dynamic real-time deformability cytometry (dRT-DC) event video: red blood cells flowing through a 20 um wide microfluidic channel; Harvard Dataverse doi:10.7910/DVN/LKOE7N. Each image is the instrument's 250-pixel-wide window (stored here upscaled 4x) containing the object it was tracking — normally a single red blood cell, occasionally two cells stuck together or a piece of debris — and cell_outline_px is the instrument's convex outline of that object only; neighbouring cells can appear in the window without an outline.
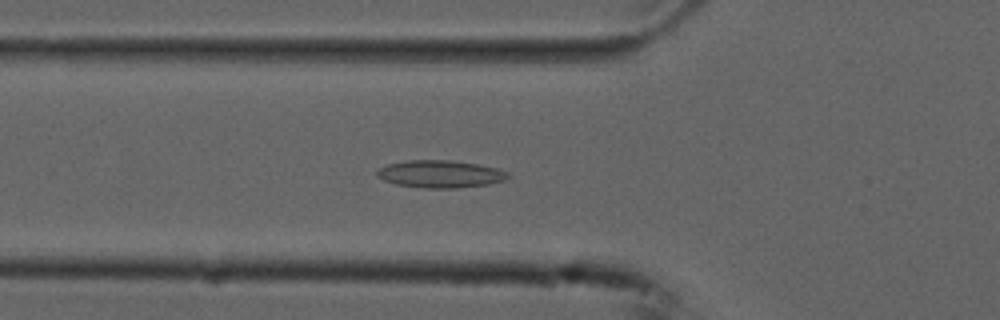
{"species": "common noctule bat (a hibernating species)", "species_latin": "Nyctalus noctula", "temperature_condition": "cold", "stored_images_in_passage": 46, "camera_frame_rate_fps": 3000, "um_per_image_px": 0.085, "animal": {"sex": "male", "forearm_length_mm": 52.5}, "frame": {"image": 1, "passage_image": 11, "time_ms": 3.333, "image_size_px": [1000, 320], "cell_outline_px": [[512, 176], [504, 180], [488, 184], [456, 188], [424, 188], [396, 184], [384, 180], [376, 176], [376, 172], [380, 168], [388, 164], [408, 160], [448, 160], [476, 164], [496, 168], [508, 172]], "centroid_in_image_um": [37.42, 14.79], "position_along_channel_um": 88.4, "area_um2": 20.81}}
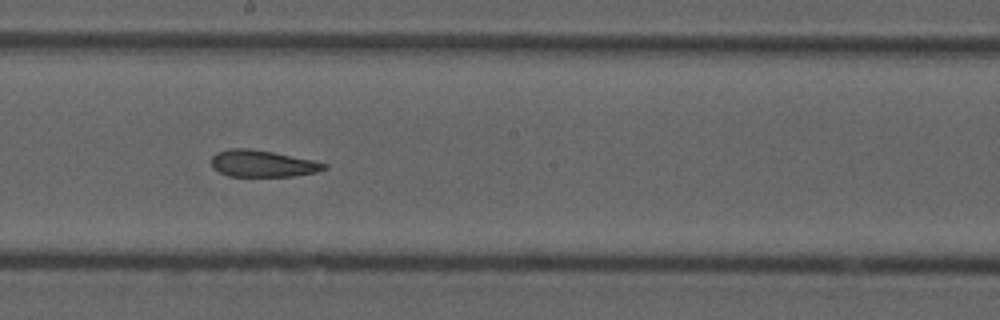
{"frame": {"image": 2, "passage_image": 22, "time_ms": 7.0, "image_size_px": [1000, 320], "cell_outline_px": [[328, 168], [316, 172], [292, 176], [228, 176], [212, 168], [212, 156], [216, 152], [228, 148], [248, 148], [272, 152], [312, 160], [328, 164]], "centroid_in_image_um": [22.29, 13.9], "position_along_channel_um": 225.9, "area_um2": 17.51}}
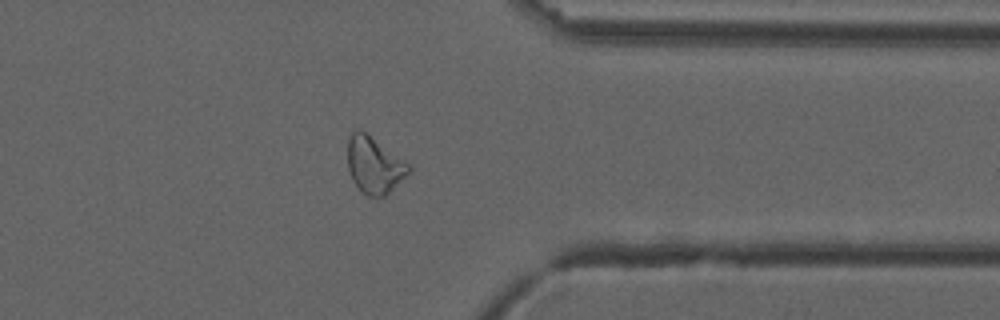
{"frame": {"image": 3, "passage_image": 35, "time_ms": 11.333, "image_size_px": [1000, 320], "cell_outline_px": [[412, 168], [384, 196], [368, 196], [352, 180], [348, 168], [348, 136], [356, 128], [360, 128], [412, 164]], "centroid_in_image_um": [31.81, 13.96], "position_along_channel_um": 379.6, "area_um2": 20.06}, "authors_computed_cell_mechanics": {"area_um2": 19.7387, "velocity_mm_per_s": 3.7419, "shape_relaxation_time_tau1_ms": null, "shape_relaxation_time_tau2_ms": 5.1293, "deformation_change_tau1": null, "deformation_change_tau2": 0.1401}}